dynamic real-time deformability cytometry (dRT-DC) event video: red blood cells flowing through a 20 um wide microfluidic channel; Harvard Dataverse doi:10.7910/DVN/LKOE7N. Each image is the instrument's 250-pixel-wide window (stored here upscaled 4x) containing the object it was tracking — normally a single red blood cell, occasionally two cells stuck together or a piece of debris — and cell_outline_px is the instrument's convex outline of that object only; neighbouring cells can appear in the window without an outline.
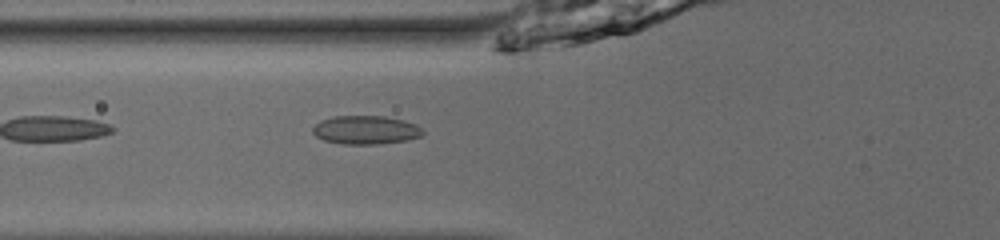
{"species": "common noctule bat (a hibernating species)", "species_latin": "Nyctalus noctula", "temperature_condition": "room temperature", "stored_images_in_passage": 13, "camera_frame_rate_fps": 3000, "um_per_image_px": 0.085, "animal": {"sex": "male", "body_mass_g": 13.0, "forearm_length_mm": 53.1}, "frame": {"image": 1, "passage_image": 4, "time_ms": 1.0, "image_size_px": [1000, 240], "cell_outline_px": [[424, 132], [420, 136], [408, 140], [376, 144], [344, 144], [324, 140], [316, 136], [312, 132], [312, 128], [320, 120], [332, 116], [384, 116], [404, 120], [416, 124]], "centroid_in_image_um": [31.07, 11.04], "position_along_channel_um": 94.7, "area_um2": 18.32}}
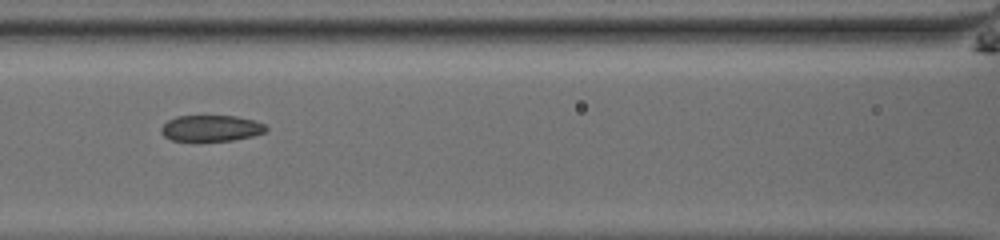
{"frame": {"image": 2, "passage_image": 8, "time_ms": 2.333, "image_size_px": [1000, 240], "cell_outline_px": [[268, 128], [264, 132], [252, 136], [232, 140], [172, 140], [164, 136], [160, 132], [160, 128], [168, 120], [176, 116], [236, 116], [252, 120], [264, 124]], "centroid_in_image_um": [17.92, 10.89], "position_along_channel_um": 148.7, "area_um2": 15.72}}
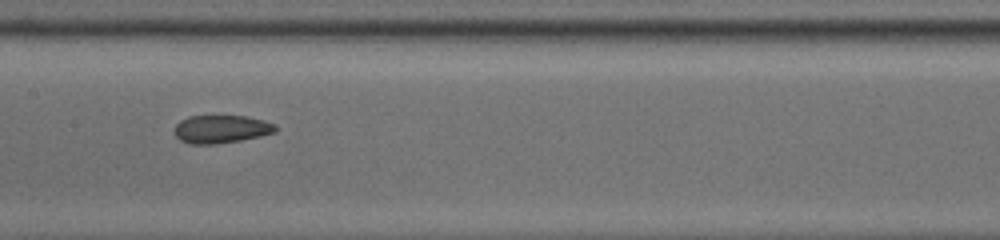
{"frame": {"image": 3, "passage_image": 11, "time_ms": 3.333, "image_size_px": [1000, 240], "cell_outline_px": [[276, 132], [260, 136], [240, 140], [216, 144], [192, 144], [180, 140], [176, 136], [176, 124], [180, 120], [188, 116], [248, 116], [264, 120], [276, 124]], "centroid_in_image_um": [18.82, 10.97], "position_along_channel_um": 188.6, "area_um2": 16.47}}